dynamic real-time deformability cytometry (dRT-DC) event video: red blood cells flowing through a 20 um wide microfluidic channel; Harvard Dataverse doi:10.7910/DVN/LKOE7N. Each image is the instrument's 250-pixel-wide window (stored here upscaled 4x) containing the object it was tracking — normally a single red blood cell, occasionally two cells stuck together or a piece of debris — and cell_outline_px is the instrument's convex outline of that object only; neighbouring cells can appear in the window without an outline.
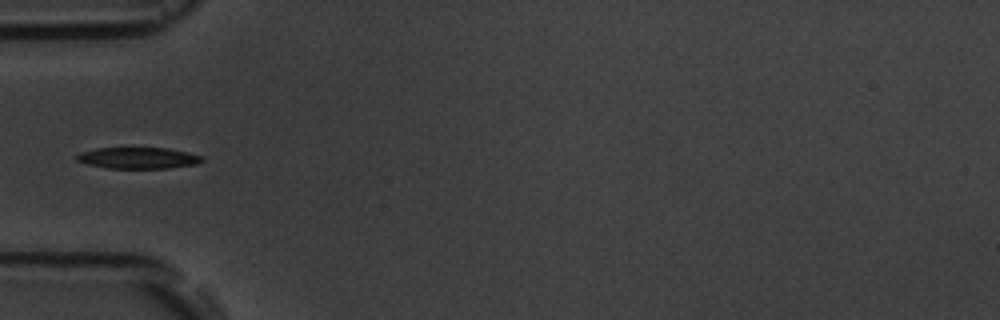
{"species": "common noctule bat (a hibernating species)", "species_latin": "Nyctalus noctula", "temperature_condition": "room temperature", "stored_images_in_passage": 2, "camera_frame_rate_fps": 3000, "um_per_image_px": 0.085, "animal": {"sex": "male", "body_mass_g": 19.5, "forearm_length_mm": 54.6}, "frame": {"image": 1, "passage_image": 2, "time_ms": 1.0, "image_size_px": [1000, 320], "cell_outline_px": [[204, 160], [196, 164], [168, 168], [108, 168], [88, 164], [76, 160], [76, 156], [80, 152], [96, 148], [168, 148], [188, 152], [204, 156]], "centroid_in_image_um": [11.77, 13.42], "position_along_channel_um": 73.2, "area_um2": 15.55}}